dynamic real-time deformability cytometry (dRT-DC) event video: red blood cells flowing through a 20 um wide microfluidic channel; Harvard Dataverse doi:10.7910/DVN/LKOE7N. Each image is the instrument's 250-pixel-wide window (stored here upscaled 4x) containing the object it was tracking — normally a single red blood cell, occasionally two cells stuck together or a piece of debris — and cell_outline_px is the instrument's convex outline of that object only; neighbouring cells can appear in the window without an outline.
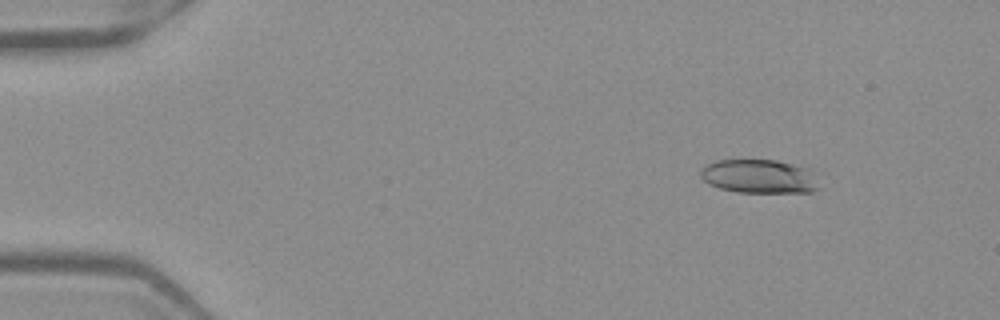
{"species": "Egyptian fruit bat (a non-hibernating species)", "species_latin": "Rousettus aegyptiacus", "temperature_condition": "warm", "stored_images_in_passage": 52, "camera_frame_rate_fps": 3000, "um_per_image_px": 0.085, "frame": {"image": 1, "passage_image": 7, "time_ms": 2.0, "image_size_px": [1000, 320], "cell_outline_px": [[820, 188], [812, 192], [736, 192], [720, 188], [708, 184], [700, 176], [700, 168], [716, 160], [776, 160], [808, 168], [812, 172]], "centroid_in_image_um": [64.51, 14.99], "position_along_channel_um": 20.5, "area_um2": 23.35}}
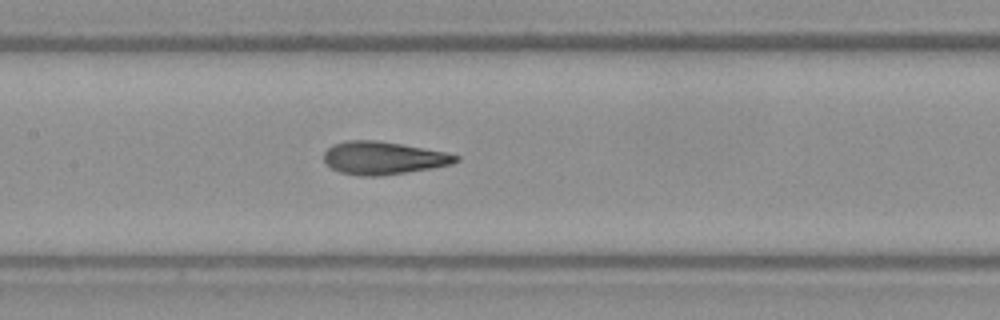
{"frame": {"image": 2, "passage_image": 26, "time_ms": 8.333, "image_size_px": [1000, 320], "cell_outline_px": [[460, 160], [452, 164], [432, 168], [380, 176], [360, 176], [340, 172], [332, 168], [324, 160], [324, 152], [332, 144], [348, 140], [376, 140], [400, 144], [444, 152], [460, 156]], "centroid_in_image_um": [32.57, 13.43], "position_along_channel_um": 174.8, "area_um2": 25.09}}
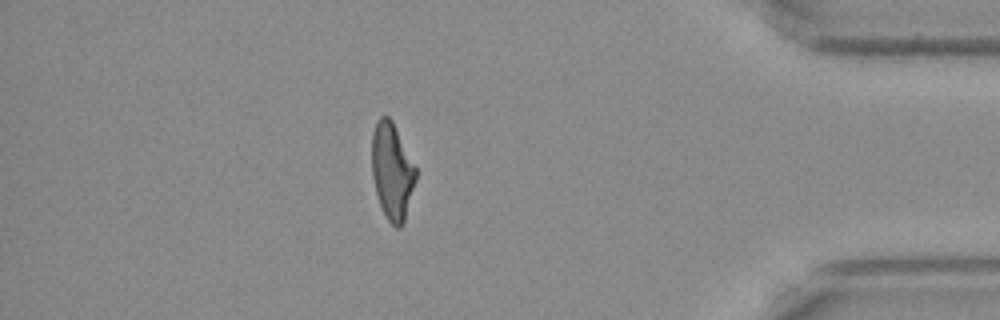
{"frame": {"image": 3, "passage_image": 46, "time_ms": 15.0, "image_size_px": [1000, 320], "cell_outline_px": [[416, 180], [404, 220], [400, 228], [396, 228], [388, 220], [380, 204], [376, 192], [372, 176], [372, 132], [376, 120], [380, 116], [388, 116], [392, 120], [416, 168]], "centroid_in_image_um": [33.31, 14.52], "position_along_channel_um": 401.9, "area_um2": 24.51}, "authors_computed_cell_mechanics": {"area_um2": 25.0563, "velocity_mm_per_s": 3.9698, "shape_relaxation_time_tau1_ms": 4.7671, "shape_relaxation_time_tau2_ms": 1.4355, "deformation_change_tau1": 0.1906, "deformation_change_tau2": 0.0991}}